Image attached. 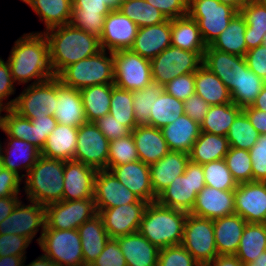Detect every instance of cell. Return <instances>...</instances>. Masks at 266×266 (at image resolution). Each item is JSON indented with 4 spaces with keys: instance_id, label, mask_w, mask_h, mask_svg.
<instances>
[{
    "instance_id": "1",
    "label": "cell",
    "mask_w": 266,
    "mask_h": 266,
    "mask_svg": "<svg viewBox=\"0 0 266 266\" xmlns=\"http://www.w3.org/2000/svg\"><path fill=\"white\" fill-rule=\"evenodd\" d=\"M10 71L14 83L37 84L54 77L50 64L49 43L44 32L24 34L10 51Z\"/></svg>"
},
{
    "instance_id": "2",
    "label": "cell",
    "mask_w": 266,
    "mask_h": 266,
    "mask_svg": "<svg viewBox=\"0 0 266 266\" xmlns=\"http://www.w3.org/2000/svg\"><path fill=\"white\" fill-rule=\"evenodd\" d=\"M44 34L49 43L50 64L54 76L69 65L102 50L97 36L70 24L50 28Z\"/></svg>"
},
{
    "instance_id": "3",
    "label": "cell",
    "mask_w": 266,
    "mask_h": 266,
    "mask_svg": "<svg viewBox=\"0 0 266 266\" xmlns=\"http://www.w3.org/2000/svg\"><path fill=\"white\" fill-rule=\"evenodd\" d=\"M188 216L182 210L149 203L138 232L159 249L182 243L184 224Z\"/></svg>"
},
{
    "instance_id": "4",
    "label": "cell",
    "mask_w": 266,
    "mask_h": 266,
    "mask_svg": "<svg viewBox=\"0 0 266 266\" xmlns=\"http://www.w3.org/2000/svg\"><path fill=\"white\" fill-rule=\"evenodd\" d=\"M25 179L29 201L47 206L62 201L64 189V160L40 156Z\"/></svg>"
},
{
    "instance_id": "5",
    "label": "cell",
    "mask_w": 266,
    "mask_h": 266,
    "mask_svg": "<svg viewBox=\"0 0 266 266\" xmlns=\"http://www.w3.org/2000/svg\"><path fill=\"white\" fill-rule=\"evenodd\" d=\"M109 56L106 50H100L64 68L56 77L65 86L77 90L99 84H114V58L111 51Z\"/></svg>"
},
{
    "instance_id": "6",
    "label": "cell",
    "mask_w": 266,
    "mask_h": 266,
    "mask_svg": "<svg viewBox=\"0 0 266 266\" xmlns=\"http://www.w3.org/2000/svg\"><path fill=\"white\" fill-rule=\"evenodd\" d=\"M206 186L202 165L189 161L183 175L176 177L156 199L164 207L190 213L197 194Z\"/></svg>"
},
{
    "instance_id": "7",
    "label": "cell",
    "mask_w": 266,
    "mask_h": 266,
    "mask_svg": "<svg viewBox=\"0 0 266 266\" xmlns=\"http://www.w3.org/2000/svg\"><path fill=\"white\" fill-rule=\"evenodd\" d=\"M239 13L218 0H188V16L198 24L202 38L210 46Z\"/></svg>"
},
{
    "instance_id": "8",
    "label": "cell",
    "mask_w": 266,
    "mask_h": 266,
    "mask_svg": "<svg viewBox=\"0 0 266 266\" xmlns=\"http://www.w3.org/2000/svg\"><path fill=\"white\" fill-rule=\"evenodd\" d=\"M37 241L44 252L43 255L57 266L84 265L81 239L77 229H44Z\"/></svg>"
},
{
    "instance_id": "9",
    "label": "cell",
    "mask_w": 266,
    "mask_h": 266,
    "mask_svg": "<svg viewBox=\"0 0 266 266\" xmlns=\"http://www.w3.org/2000/svg\"><path fill=\"white\" fill-rule=\"evenodd\" d=\"M150 64L152 81L163 87L175 77L195 73L203 65V56L169 46L150 60Z\"/></svg>"
},
{
    "instance_id": "10",
    "label": "cell",
    "mask_w": 266,
    "mask_h": 266,
    "mask_svg": "<svg viewBox=\"0 0 266 266\" xmlns=\"http://www.w3.org/2000/svg\"><path fill=\"white\" fill-rule=\"evenodd\" d=\"M9 102L13 111L30 120L34 117L54 116L57 107V77L30 84L18 97Z\"/></svg>"
},
{
    "instance_id": "11",
    "label": "cell",
    "mask_w": 266,
    "mask_h": 266,
    "mask_svg": "<svg viewBox=\"0 0 266 266\" xmlns=\"http://www.w3.org/2000/svg\"><path fill=\"white\" fill-rule=\"evenodd\" d=\"M181 245L201 266H207L218 256L213 220L188 213Z\"/></svg>"
},
{
    "instance_id": "12",
    "label": "cell",
    "mask_w": 266,
    "mask_h": 266,
    "mask_svg": "<svg viewBox=\"0 0 266 266\" xmlns=\"http://www.w3.org/2000/svg\"><path fill=\"white\" fill-rule=\"evenodd\" d=\"M114 85L128 90L144 89L152 81L150 60L131 49L113 52Z\"/></svg>"
},
{
    "instance_id": "13",
    "label": "cell",
    "mask_w": 266,
    "mask_h": 266,
    "mask_svg": "<svg viewBox=\"0 0 266 266\" xmlns=\"http://www.w3.org/2000/svg\"><path fill=\"white\" fill-rule=\"evenodd\" d=\"M45 229H78L84 222L97 214L94 198L60 201L45 206Z\"/></svg>"
},
{
    "instance_id": "14",
    "label": "cell",
    "mask_w": 266,
    "mask_h": 266,
    "mask_svg": "<svg viewBox=\"0 0 266 266\" xmlns=\"http://www.w3.org/2000/svg\"><path fill=\"white\" fill-rule=\"evenodd\" d=\"M56 125L57 120L52 115L34 117L30 120L11 109L7 112L2 131L7 137L25 140L41 150Z\"/></svg>"
},
{
    "instance_id": "15",
    "label": "cell",
    "mask_w": 266,
    "mask_h": 266,
    "mask_svg": "<svg viewBox=\"0 0 266 266\" xmlns=\"http://www.w3.org/2000/svg\"><path fill=\"white\" fill-rule=\"evenodd\" d=\"M109 140L94 122H85L78 128L74 160L96 170H107Z\"/></svg>"
},
{
    "instance_id": "16",
    "label": "cell",
    "mask_w": 266,
    "mask_h": 266,
    "mask_svg": "<svg viewBox=\"0 0 266 266\" xmlns=\"http://www.w3.org/2000/svg\"><path fill=\"white\" fill-rule=\"evenodd\" d=\"M24 205L19 201L11 214L0 222V234H16L24 236L30 241L42 227V233L46 227V209L34 201Z\"/></svg>"
},
{
    "instance_id": "17",
    "label": "cell",
    "mask_w": 266,
    "mask_h": 266,
    "mask_svg": "<svg viewBox=\"0 0 266 266\" xmlns=\"http://www.w3.org/2000/svg\"><path fill=\"white\" fill-rule=\"evenodd\" d=\"M235 214L247 223H266V182L239 183L234 190Z\"/></svg>"
},
{
    "instance_id": "18",
    "label": "cell",
    "mask_w": 266,
    "mask_h": 266,
    "mask_svg": "<svg viewBox=\"0 0 266 266\" xmlns=\"http://www.w3.org/2000/svg\"><path fill=\"white\" fill-rule=\"evenodd\" d=\"M139 27L119 9L112 10L104 21L100 40L102 50L117 52L131 49Z\"/></svg>"
},
{
    "instance_id": "19",
    "label": "cell",
    "mask_w": 266,
    "mask_h": 266,
    "mask_svg": "<svg viewBox=\"0 0 266 266\" xmlns=\"http://www.w3.org/2000/svg\"><path fill=\"white\" fill-rule=\"evenodd\" d=\"M93 198L97 213L102 209L138 203L140 201L136 195L108 170H97L94 180Z\"/></svg>"
},
{
    "instance_id": "20",
    "label": "cell",
    "mask_w": 266,
    "mask_h": 266,
    "mask_svg": "<svg viewBox=\"0 0 266 266\" xmlns=\"http://www.w3.org/2000/svg\"><path fill=\"white\" fill-rule=\"evenodd\" d=\"M148 204V202L140 200L138 203L102 209L99 214L110 238L116 239L120 236L138 232Z\"/></svg>"
},
{
    "instance_id": "21",
    "label": "cell",
    "mask_w": 266,
    "mask_h": 266,
    "mask_svg": "<svg viewBox=\"0 0 266 266\" xmlns=\"http://www.w3.org/2000/svg\"><path fill=\"white\" fill-rule=\"evenodd\" d=\"M97 170L75 160L64 161V201L93 198Z\"/></svg>"
},
{
    "instance_id": "22",
    "label": "cell",
    "mask_w": 266,
    "mask_h": 266,
    "mask_svg": "<svg viewBox=\"0 0 266 266\" xmlns=\"http://www.w3.org/2000/svg\"><path fill=\"white\" fill-rule=\"evenodd\" d=\"M235 213L234 190L205 186L196 197L190 214L215 220Z\"/></svg>"
},
{
    "instance_id": "23",
    "label": "cell",
    "mask_w": 266,
    "mask_h": 266,
    "mask_svg": "<svg viewBox=\"0 0 266 266\" xmlns=\"http://www.w3.org/2000/svg\"><path fill=\"white\" fill-rule=\"evenodd\" d=\"M69 24L86 33L101 37L105 17L112 11L103 0H72Z\"/></svg>"
},
{
    "instance_id": "24",
    "label": "cell",
    "mask_w": 266,
    "mask_h": 266,
    "mask_svg": "<svg viewBox=\"0 0 266 266\" xmlns=\"http://www.w3.org/2000/svg\"><path fill=\"white\" fill-rule=\"evenodd\" d=\"M117 179L125 185L140 200L148 203L156 202L151 186L150 167L138 160L114 166L110 170Z\"/></svg>"
},
{
    "instance_id": "25",
    "label": "cell",
    "mask_w": 266,
    "mask_h": 266,
    "mask_svg": "<svg viewBox=\"0 0 266 266\" xmlns=\"http://www.w3.org/2000/svg\"><path fill=\"white\" fill-rule=\"evenodd\" d=\"M171 46V19L156 25L140 27L131 50L152 60Z\"/></svg>"
},
{
    "instance_id": "26",
    "label": "cell",
    "mask_w": 266,
    "mask_h": 266,
    "mask_svg": "<svg viewBox=\"0 0 266 266\" xmlns=\"http://www.w3.org/2000/svg\"><path fill=\"white\" fill-rule=\"evenodd\" d=\"M189 161V154L169 151L159 161L149 165L151 186L156 197L166 189L176 177L184 174Z\"/></svg>"
},
{
    "instance_id": "27",
    "label": "cell",
    "mask_w": 266,
    "mask_h": 266,
    "mask_svg": "<svg viewBox=\"0 0 266 266\" xmlns=\"http://www.w3.org/2000/svg\"><path fill=\"white\" fill-rule=\"evenodd\" d=\"M54 118L58 124L79 128L87 122L80 90L62 84L57 78V103Z\"/></svg>"
},
{
    "instance_id": "28",
    "label": "cell",
    "mask_w": 266,
    "mask_h": 266,
    "mask_svg": "<svg viewBox=\"0 0 266 266\" xmlns=\"http://www.w3.org/2000/svg\"><path fill=\"white\" fill-rule=\"evenodd\" d=\"M131 133L139 160L145 164L159 161L170 151L160 128L137 125Z\"/></svg>"
},
{
    "instance_id": "29",
    "label": "cell",
    "mask_w": 266,
    "mask_h": 266,
    "mask_svg": "<svg viewBox=\"0 0 266 266\" xmlns=\"http://www.w3.org/2000/svg\"><path fill=\"white\" fill-rule=\"evenodd\" d=\"M116 239L127 266H157L160 249L139 232Z\"/></svg>"
},
{
    "instance_id": "30",
    "label": "cell",
    "mask_w": 266,
    "mask_h": 266,
    "mask_svg": "<svg viewBox=\"0 0 266 266\" xmlns=\"http://www.w3.org/2000/svg\"><path fill=\"white\" fill-rule=\"evenodd\" d=\"M203 65L222 80L230 94L237 88L240 77V55L207 46L203 56Z\"/></svg>"
},
{
    "instance_id": "31",
    "label": "cell",
    "mask_w": 266,
    "mask_h": 266,
    "mask_svg": "<svg viewBox=\"0 0 266 266\" xmlns=\"http://www.w3.org/2000/svg\"><path fill=\"white\" fill-rule=\"evenodd\" d=\"M163 137L170 151L189 154L201 133L200 124L186 114L177 118L173 123L161 128Z\"/></svg>"
},
{
    "instance_id": "32",
    "label": "cell",
    "mask_w": 266,
    "mask_h": 266,
    "mask_svg": "<svg viewBox=\"0 0 266 266\" xmlns=\"http://www.w3.org/2000/svg\"><path fill=\"white\" fill-rule=\"evenodd\" d=\"M218 255H235L247 222L238 214L213 220Z\"/></svg>"
},
{
    "instance_id": "33",
    "label": "cell",
    "mask_w": 266,
    "mask_h": 266,
    "mask_svg": "<svg viewBox=\"0 0 266 266\" xmlns=\"http://www.w3.org/2000/svg\"><path fill=\"white\" fill-rule=\"evenodd\" d=\"M84 265H92L110 239L99 213L84 222L78 229Z\"/></svg>"
},
{
    "instance_id": "34",
    "label": "cell",
    "mask_w": 266,
    "mask_h": 266,
    "mask_svg": "<svg viewBox=\"0 0 266 266\" xmlns=\"http://www.w3.org/2000/svg\"><path fill=\"white\" fill-rule=\"evenodd\" d=\"M7 148L5 147V154L2 155V165L5 169L15 172L18 176L25 177L31 170L32 166L37 162L41 156V150L25 140L14 137H8ZM17 158V159H16ZM15 160V161H14ZM20 160V163L18 161ZM18 163H17V162ZM24 168L26 175H19V170Z\"/></svg>"
},
{
    "instance_id": "35",
    "label": "cell",
    "mask_w": 266,
    "mask_h": 266,
    "mask_svg": "<svg viewBox=\"0 0 266 266\" xmlns=\"http://www.w3.org/2000/svg\"><path fill=\"white\" fill-rule=\"evenodd\" d=\"M77 134L78 128L57 123L41 149V155L64 161L74 160Z\"/></svg>"
},
{
    "instance_id": "36",
    "label": "cell",
    "mask_w": 266,
    "mask_h": 266,
    "mask_svg": "<svg viewBox=\"0 0 266 266\" xmlns=\"http://www.w3.org/2000/svg\"><path fill=\"white\" fill-rule=\"evenodd\" d=\"M171 46L198 52L202 56L207 48L197 22L188 15L171 19Z\"/></svg>"
},
{
    "instance_id": "37",
    "label": "cell",
    "mask_w": 266,
    "mask_h": 266,
    "mask_svg": "<svg viewBox=\"0 0 266 266\" xmlns=\"http://www.w3.org/2000/svg\"><path fill=\"white\" fill-rule=\"evenodd\" d=\"M245 18V42L247 50L262 45L266 34V0H248L240 10Z\"/></svg>"
},
{
    "instance_id": "38",
    "label": "cell",
    "mask_w": 266,
    "mask_h": 266,
    "mask_svg": "<svg viewBox=\"0 0 266 266\" xmlns=\"http://www.w3.org/2000/svg\"><path fill=\"white\" fill-rule=\"evenodd\" d=\"M195 93L210 106L232 103L227 86L204 65L195 72Z\"/></svg>"
},
{
    "instance_id": "39",
    "label": "cell",
    "mask_w": 266,
    "mask_h": 266,
    "mask_svg": "<svg viewBox=\"0 0 266 266\" xmlns=\"http://www.w3.org/2000/svg\"><path fill=\"white\" fill-rule=\"evenodd\" d=\"M229 148L230 145L226 136L201 131L200 136L189 152V159L194 163L204 165L224 159Z\"/></svg>"
},
{
    "instance_id": "40",
    "label": "cell",
    "mask_w": 266,
    "mask_h": 266,
    "mask_svg": "<svg viewBox=\"0 0 266 266\" xmlns=\"http://www.w3.org/2000/svg\"><path fill=\"white\" fill-rule=\"evenodd\" d=\"M114 86V84H99L80 90L87 122H95L110 113V99Z\"/></svg>"
},
{
    "instance_id": "41",
    "label": "cell",
    "mask_w": 266,
    "mask_h": 266,
    "mask_svg": "<svg viewBox=\"0 0 266 266\" xmlns=\"http://www.w3.org/2000/svg\"><path fill=\"white\" fill-rule=\"evenodd\" d=\"M44 20L45 30L69 24L72 11V0H22Z\"/></svg>"
},
{
    "instance_id": "42",
    "label": "cell",
    "mask_w": 266,
    "mask_h": 266,
    "mask_svg": "<svg viewBox=\"0 0 266 266\" xmlns=\"http://www.w3.org/2000/svg\"><path fill=\"white\" fill-rule=\"evenodd\" d=\"M247 23L241 13H237L230 21L228 27L216 38L210 47L235 54L245 56L247 46L244 39Z\"/></svg>"
},
{
    "instance_id": "43",
    "label": "cell",
    "mask_w": 266,
    "mask_h": 266,
    "mask_svg": "<svg viewBox=\"0 0 266 266\" xmlns=\"http://www.w3.org/2000/svg\"><path fill=\"white\" fill-rule=\"evenodd\" d=\"M266 251V223H247L235 254L243 263H250Z\"/></svg>"
},
{
    "instance_id": "44",
    "label": "cell",
    "mask_w": 266,
    "mask_h": 266,
    "mask_svg": "<svg viewBox=\"0 0 266 266\" xmlns=\"http://www.w3.org/2000/svg\"><path fill=\"white\" fill-rule=\"evenodd\" d=\"M264 84L265 81L251 71L247 67L245 58L240 56V77L237 88L231 93L232 103L242 109L252 106Z\"/></svg>"
},
{
    "instance_id": "45",
    "label": "cell",
    "mask_w": 266,
    "mask_h": 266,
    "mask_svg": "<svg viewBox=\"0 0 266 266\" xmlns=\"http://www.w3.org/2000/svg\"><path fill=\"white\" fill-rule=\"evenodd\" d=\"M241 112L242 108L234 103L209 106L208 112L200 124L201 131L227 136L230 126Z\"/></svg>"
},
{
    "instance_id": "46",
    "label": "cell",
    "mask_w": 266,
    "mask_h": 266,
    "mask_svg": "<svg viewBox=\"0 0 266 266\" xmlns=\"http://www.w3.org/2000/svg\"><path fill=\"white\" fill-rule=\"evenodd\" d=\"M184 114V101L178 100L164 90L159 94L151 108L149 120L145 125L162 128L173 123Z\"/></svg>"
},
{
    "instance_id": "47",
    "label": "cell",
    "mask_w": 266,
    "mask_h": 266,
    "mask_svg": "<svg viewBox=\"0 0 266 266\" xmlns=\"http://www.w3.org/2000/svg\"><path fill=\"white\" fill-rule=\"evenodd\" d=\"M119 10L139 28L159 24L168 19L146 0H124Z\"/></svg>"
},
{
    "instance_id": "48",
    "label": "cell",
    "mask_w": 266,
    "mask_h": 266,
    "mask_svg": "<svg viewBox=\"0 0 266 266\" xmlns=\"http://www.w3.org/2000/svg\"><path fill=\"white\" fill-rule=\"evenodd\" d=\"M259 136L258 131L242 111L230 126L226 137L230 147L250 150L256 144Z\"/></svg>"
},
{
    "instance_id": "49",
    "label": "cell",
    "mask_w": 266,
    "mask_h": 266,
    "mask_svg": "<svg viewBox=\"0 0 266 266\" xmlns=\"http://www.w3.org/2000/svg\"><path fill=\"white\" fill-rule=\"evenodd\" d=\"M109 114L132 131L138 125L133 110L132 91L114 86L111 93Z\"/></svg>"
},
{
    "instance_id": "50",
    "label": "cell",
    "mask_w": 266,
    "mask_h": 266,
    "mask_svg": "<svg viewBox=\"0 0 266 266\" xmlns=\"http://www.w3.org/2000/svg\"><path fill=\"white\" fill-rule=\"evenodd\" d=\"M162 91L163 87L155 82H151L144 89L132 91L133 110L138 125L148 122L151 108Z\"/></svg>"
},
{
    "instance_id": "51",
    "label": "cell",
    "mask_w": 266,
    "mask_h": 266,
    "mask_svg": "<svg viewBox=\"0 0 266 266\" xmlns=\"http://www.w3.org/2000/svg\"><path fill=\"white\" fill-rule=\"evenodd\" d=\"M202 169L206 186L219 190H235L238 186L224 159L206 163Z\"/></svg>"
},
{
    "instance_id": "52",
    "label": "cell",
    "mask_w": 266,
    "mask_h": 266,
    "mask_svg": "<svg viewBox=\"0 0 266 266\" xmlns=\"http://www.w3.org/2000/svg\"><path fill=\"white\" fill-rule=\"evenodd\" d=\"M224 160L231 175L238 184L253 181L249 150L230 147Z\"/></svg>"
},
{
    "instance_id": "53",
    "label": "cell",
    "mask_w": 266,
    "mask_h": 266,
    "mask_svg": "<svg viewBox=\"0 0 266 266\" xmlns=\"http://www.w3.org/2000/svg\"><path fill=\"white\" fill-rule=\"evenodd\" d=\"M138 153L132 133L126 137L109 142L107 170L114 166L138 161Z\"/></svg>"
},
{
    "instance_id": "54",
    "label": "cell",
    "mask_w": 266,
    "mask_h": 266,
    "mask_svg": "<svg viewBox=\"0 0 266 266\" xmlns=\"http://www.w3.org/2000/svg\"><path fill=\"white\" fill-rule=\"evenodd\" d=\"M157 266H201L181 245L160 249Z\"/></svg>"
},
{
    "instance_id": "55",
    "label": "cell",
    "mask_w": 266,
    "mask_h": 266,
    "mask_svg": "<svg viewBox=\"0 0 266 266\" xmlns=\"http://www.w3.org/2000/svg\"><path fill=\"white\" fill-rule=\"evenodd\" d=\"M163 90L178 100L185 101L195 94V73H187L169 81Z\"/></svg>"
},
{
    "instance_id": "56",
    "label": "cell",
    "mask_w": 266,
    "mask_h": 266,
    "mask_svg": "<svg viewBox=\"0 0 266 266\" xmlns=\"http://www.w3.org/2000/svg\"><path fill=\"white\" fill-rule=\"evenodd\" d=\"M253 181L266 182V134L260 135L256 144L249 150Z\"/></svg>"
},
{
    "instance_id": "57",
    "label": "cell",
    "mask_w": 266,
    "mask_h": 266,
    "mask_svg": "<svg viewBox=\"0 0 266 266\" xmlns=\"http://www.w3.org/2000/svg\"><path fill=\"white\" fill-rule=\"evenodd\" d=\"M31 241L16 234H0V257L9 255L24 256L25 249L28 248Z\"/></svg>"
},
{
    "instance_id": "58",
    "label": "cell",
    "mask_w": 266,
    "mask_h": 266,
    "mask_svg": "<svg viewBox=\"0 0 266 266\" xmlns=\"http://www.w3.org/2000/svg\"><path fill=\"white\" fill-rule=\"evenodd\" d=\"M92 266H127L126 260L115 238H110Z\"/></svg>"
},
{
    "instance_id": "59",
    "label": "cell",
    "mask_w": 266,
    "mask_h": 266,
    "mask_svg": "<svg viewBox=\"0 0 266 266\" xmlns=\"http://www.w3.org/2000/svg\"><path fill=\"white\" fill-rule=\"evenodd\" d=\"M103 135L110 141L123 138L131 134V130L116 120L113 115L107 114L94 122Z\"/></svg>"
},
{
    "instance_id": "60",
    "label": "cell",
    "mask_w": 266,
    "mask_h": 266,
    "mask_svg": "<svg viewBox=\"0 0 266 266\" xmlns=\"http://www.w3.org/2000/svg\"><path fill=\"white\" fill-rule=\"evenodd\" d=\"M160 10L167 19L187 16L188 0H146Z\"/></svg>"
},
{
    "instance_id": "61",
    "label": "cell",
    "mask_w": 266,
    "mask_h": 266,
    "mask_svg": "<svg viewBox=\"0 0 266 266\" xmlns=\"http://www.w3.org/2000/svg\"><path fill=\"white\" fill-rule=\"evenodd\" d=\"M244 58L247 67L266 82V47L260 45L249 49Z\"/></svg>"
},
{
    "instance_id": "62",
    "label": "cell",
    "mask_w": 266,
    "mask_h": 266,
    "mask_svg": "<svg viewBox=\"0 0 266 266\" xmlns=\"http://www.w3.org/2000/svg\"><path fill=\"white\" fill-rule=\"evenodd\" d=\"M21 177L15 172L5 169L0 163V197L18 196Z\"/></svg>"
},
{
    "instance_id": "63",
    "label": "cell",
    "mask_w": 266,
    "mask_h": 266,
    "mask_svg": "<svg viewBox=\"0 0 266 266\" xmlns=\"http://www.w3.org/2000/svg\"><path fill=\"white\" fill-rule=\"evenodd\" d=\"M209 104L196 93L184 101V114L201 124L206 116Z\"/></svg>"
},
{
    "instance_id": "64",
    "label": "cell",
    "mask_w": 266,
    "mask_h": 266,
    "mask_svg": "<svg viewBox=\"0 0 266 266\" xmlns=\"http://www.w3.org/2000/svg\"><path fill=\"white\" fill-rule=\"evenodd\" d=\"M14 87L9 62H4V60L0 58V101L14 94Z\"/></svg>"
},
{
    "instance_id": "65",
    "label": "cell",
    "mask_w": 266,
    "mask_h": 266,
    "mask_svg": "<svg viewBox=\"0 0 266 266\" xmlns=\"http://www.w3.org/2000/svg\"><path fill=\"white\" fill-rule=\"evenodd\" d=\"M242 111L247 115L253 127L260 135L266 134V111L258 110L252 106L245 107Z\"/></svg>"
},
{
    "instance_id": "66",
    "label": "cell",
    "mask_w": 266,
    "mask_h": 266,
    "mask_svg": "<svg viewBox=\"0 0 266 266\" xmlns=\"http://www.w3.org/2000/svg\"><path fill=\"white\" fill-rule=\"evenodd\" d=\"M17 196L0 197V222L7 218L20 201Z\"/></svg>"
},
{
    "instance_id": "67",
    "label": "cell",
    "mask_w": 266,
    "mask_h": 266,
    "mask_svg": "<svg viewBox=\"0 0 266 266\" xmlns=\"http://www.w3.org/2000/svg\"><path fill=\"white\" fill-rule=\"evenodd\" d=\"M207 266H244L236 255H218Z\"/></svg>"
},
{
    "instance_id": "68",
    "label": "cell",
    "mask_w": 266,
    "mask_h": 266,
    "mask_svg": "<svg viewBox=\"0 0 266 266\" xmlns=\"http://www.w3.org/2000/svg\"><path fill=\"white\" fill-rule=\"evenodd\" d=\"M25 259L22 256H3L0 257V266H23Z\"/></svg>"
},
{
    "instance_id": "69",
    "label": "cell",
    "mask_w": 266,
    "mask_h": 266,
    "mask_svg": "<svg viewBox=\"0 0 266 266\" xmlns=\"http://www.w3.org/2000/svg\"><path fill=\"white\" fill-rule=\"evenodd\" d=\"M252 107L258 110L266 111V82L262 87L261 92L256 97Z\"/></svg>"
},
{
    "instance_id": "70",
    "label": "cell",
    "mask_w": 266,
    "mask_h": 266,
    "mask_svg": "<svg viewBox=\"0 0 266 266\" xmlns=\"http://www.w3.org/2000/svg\"><path fill=\"white\" fill-rule=\"evenodd\" d=\"M23 266L25 265L23 264ZM27 266H57V265L53 263L48 257H46L45 255H42L38 257L37 259H35L34 261H32Z\"/></svg>"
},
{
    "instance_id": "71",
    "label": "cell",
    "mask_w": 266,
    "mask_h": 266,
    "mask_svg": "<svg viewBox=\"0 0 266 266\" xmlns=\"http://www.w3.org/2000/svg\"><path fill=\"white\" fill-rule=\"evenodd\" d=\"M220 3L234 7L238 12H240L241 7L248 1V0H218Z\"/></svg>"
},
{
    "instance_id": "72",
    "label": "cell",
    "mask_w": 266,
    "mask_h": 266,
    "mask_svg": "<svg viewBox=\"0 0 266 266\" xmlns=\"http://www.w3.org/2000/svg\"><path fill=\"white\" fill-rule=\"evenodd\" d=\"M6 111L5 113H7L9 110H11V103L8 102L5 105H3V102L0 101V129L2 130L5 124V120L7 115L1 116V112L2 111Z\"/></svg>"
},
{
    "instance_id": "73",
    "label": "cell",
    "mask_w": 266,
    "mask_h": 266,
    "mask_svg": "<svg viewBox=\"0 0 266 266\" xmlns=\"http://www.w3.org/2000/svg\"><path fill=\"white\" fill-rule=\"evenodd\" d=\"M244 266H266V251L262 252V254L257 257L256 260L246 263Z\"/></svg>"
},
{
    "instance_id": "74",
    "label": "cell",
    "mask_w": 266,
    "mask_h": 266,
    "mask_svg": "<svg viewBox=\"0 0 266 266\" xmlns=\"http://www.w3.org/2000/svg\"><path fill=\"white\" fill-rule=\"evenodd\" d=\"M124 0H103L105 4L111 7L112 10L119 9Z\"/></svg>"
},
{
    "instance_id": "75",
    "label": "cell",
    "mask_w": 266,
    "mask_h": 266,
    "mask_svg": "<svg viewBox=\"0 0 266 266\" xmlns=\"http://www.w3.org/2000/svg\"><path fill=\"white\" fill-rule=\"evenodd\" d=\"M2 147V145H1V143H0V163H1V161H2V155H3V151L4 150H2V149H4V148H1Z\"/></svg>"
},
{
    "instance_id": "76",
    "label": "cell",
    "mask_w": 266,
    "mask_h": 266,
    "mask_svg": "<svg viewBox=\"0 0 266 266\" xmlns=\"http://www.w3.org/2000/svg\"><path fill=\"white\" fill-rule=\"evenodd\" d=\"M262 45H263L264 47H266V34H265V36H264V39H263V43H262Z\"/></svg>"
}]
</instances>
